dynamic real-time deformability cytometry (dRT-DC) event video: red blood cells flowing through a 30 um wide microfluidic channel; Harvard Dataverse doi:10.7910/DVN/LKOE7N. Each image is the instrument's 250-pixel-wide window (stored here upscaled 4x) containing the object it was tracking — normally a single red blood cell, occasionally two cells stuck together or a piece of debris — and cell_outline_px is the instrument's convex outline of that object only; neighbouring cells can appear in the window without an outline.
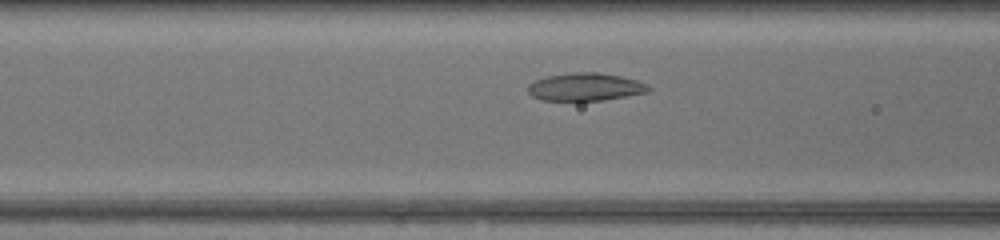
{"species": "common noctule bat (a hibernating species)", "species_latin": "Nyctalus noctula", "temperature_condition": "warm", "stored_images_in_passage": 36, "camera_frame_rate_fps": 3000, "um_per_image_px": 0.085, "animal": {"sex": "female", "body_mass_g": 17.0, "forearm_length_mm": 48.0}, "frame": {"image": 1, "passage_image": 9, "time_ms": 2.667, "image_size_px": [1000, 240], "cell_outline_px": [[652, 88], [648, 92], [604, 100], [544, 100], [532, 96], [528, 92], [528, 84], [536, 80], [548, 76], [572, 72], [596, 72], [620, 76], [636, 80], [648, 84]], "centroid_in_image_um": [49.77, 7.38], "position_along_channel_um": 116.8, "area_um2": 19.42}}
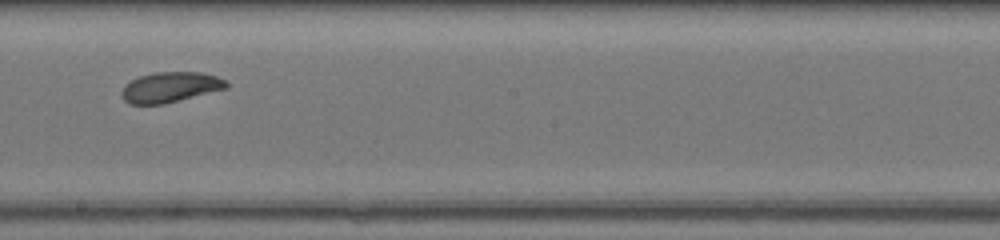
{"frame": {"image": 2, "passage_image": 17, "time_ms": 5.333, "image_size_px": [1000, 240], "cell_outline_px": [[228, 88], [164, 104], [128, 104], [124, 100], [120, 92], [124, 84], [140, 76], [156, 72], [204, 72], [216, 76], [224, 80], [228, 84]], "centroid_in_image_um": [14.46, 7.41], "position_along_channel_um": 233.7, "area_um2": 18.55}}
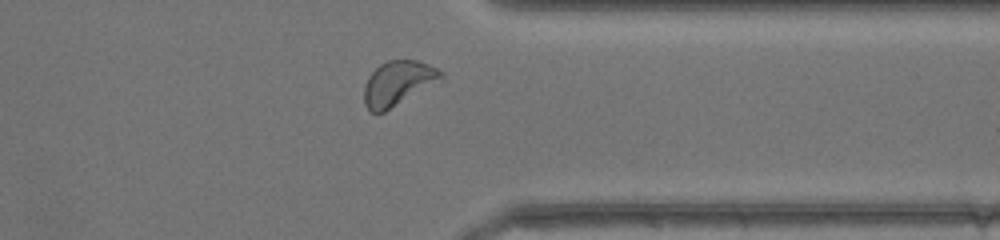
{"frame": {"image": 3, "passage_image": 27, "time_ms": 8.667, "image_size_px": [1000, 240], "cell_outline_px": [[444, 80], [384, 112], [376, 116], [364, 104], [364, 84], [368, 76], [380, 64], [388, 60], [420, 60], [444, 72]], "centroid_in_image_um": [33.86, 7.08], "position_along_channel_um": 377.5, "area_um2": 20.46}, "authors_computed_cell_mechanics": {"area_um2": 19.2763, "velocity_mm_per_s": 4.3955, "shape_relaxation_time_tau1_ms": 3.0665, "shape_relaxation_time_tau2_ms": 3.3859, "deformation_change_tau1": 0.1018, "deformation_change_tau2": 0.0729}}